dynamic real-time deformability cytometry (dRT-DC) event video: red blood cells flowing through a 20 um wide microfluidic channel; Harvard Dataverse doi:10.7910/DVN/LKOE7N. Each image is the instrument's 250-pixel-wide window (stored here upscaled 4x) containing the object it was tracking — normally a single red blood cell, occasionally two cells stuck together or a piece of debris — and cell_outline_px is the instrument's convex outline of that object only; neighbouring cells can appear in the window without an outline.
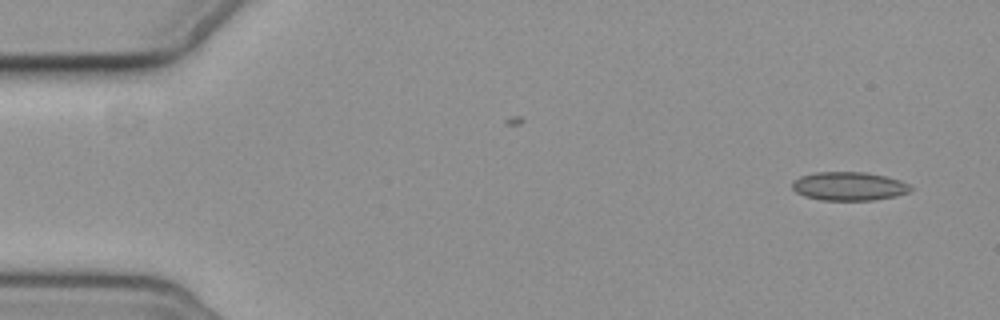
{"species": "common noctule bat (a hibernating species)", "species_latin": "Nyctalus noctula", "temperature_condition": "cold", "stored_images_in_passage": 5, "camera_frame_rate_fps": 3000, "um_per_image_px": 0.085, "animal": {"sex": "female", "body_mass_g": 19.3, "forearm_length_mm": 54.1}, "frame": {"image": 1, "passage_image": 1, "time_ms": 0.0, "image_size_px": [1000, 320], "cell_outline_px": [[912, 188], [908, 192], [896, 196], [872, 200], [820, 200], [804, 196], [796, 192], [792, 188], [792, 184], [800, 176], [816, 172], [864, 172], [884, 176], [900, 180], [908, 184]], "centroid_in_image_um": [72.15, 15.83], "position_along_channel_um": 12.9, "area_um2": 19.59}}